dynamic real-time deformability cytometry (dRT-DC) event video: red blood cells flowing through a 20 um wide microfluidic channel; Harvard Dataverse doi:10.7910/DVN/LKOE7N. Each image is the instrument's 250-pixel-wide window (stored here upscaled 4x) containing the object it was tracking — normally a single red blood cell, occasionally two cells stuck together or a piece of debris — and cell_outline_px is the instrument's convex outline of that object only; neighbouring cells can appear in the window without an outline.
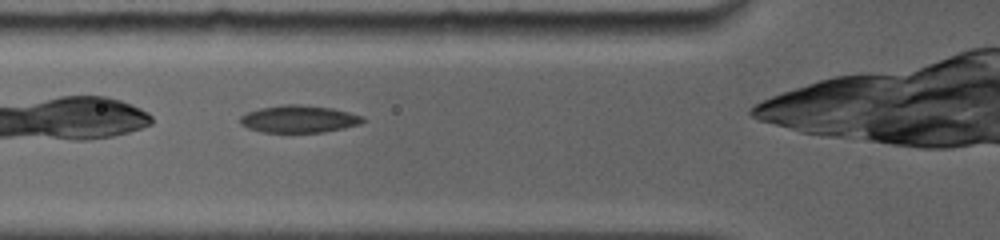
{"species": "common noctule bat (a hibernating species)", "species_latin": "Nyctalus noctula", "temperature_condition": "room temperature", "stored_images_in_passage": 21, "camera_frame_rate_fps": 5000, "um_per_image_px": 0.085, "animal": {"sex": "female", "body_mass_g": 19.0, "forearm_length_mm": 56.7}, "frame": {"image": 1, "passage_image": 4, "time_ms": 1.2, "image_size_px": [1000, 240], "cell_outline_px": [[364, 120], [360, 124], [344, 128], [324, 132], [260, 132], [248, 128], [240, 124], [240, 116], [248, 112], [260, 108], [284, 104], [300, 104], [332, 108], [364, 116]], "centroid_in_image_um": [25.4, 10.11], "position_along_channel_um": 100.4, "area_um2": 19.54}}
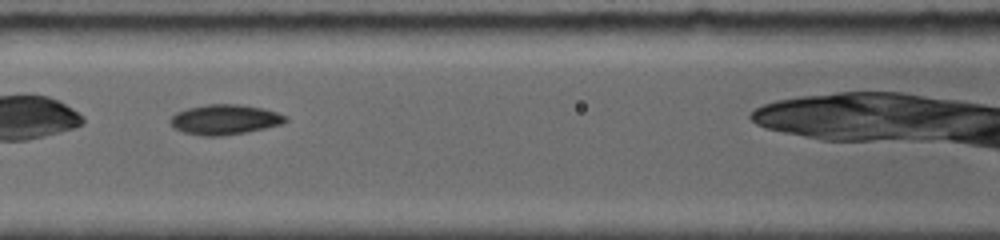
{"frame": {"image": 2, "passage_image": 7, "time_ms": 2.4, "image_size_px": [1000, 240], "cell_outline_px": [[288, 120], [280, 124], [248, 132], [224, 136], [200, 136], [184, 132], [176, 128], [168, 120], [176, 112], [188, 108], [208, 104], [240, 104], [264, 108], [288, 116]], "centroid_in_image_um": [19.12, 10.16], "position_along_channel_um": 147.5, "area_um2": 20.23}}
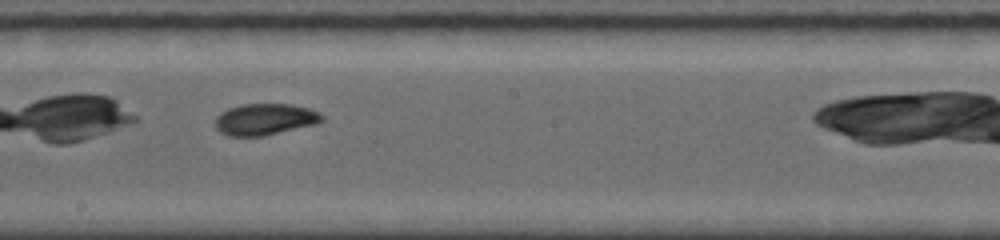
{"frame": {"image": 3, "passage_image": 12, "time_ms": 4.4, "image_size_px": [1000, 240], "cell_outline_px": [[324, 120], [316, 124], [264, 136], [228, 136], [220, 132], [216, 128], [216, 116], [220, 112], [228, 108], [244, 104], [288, 104], [308, 108], [320, 112], [324, 116]], "centroid_in_image_um": [22.52, 10.14], "position_along_channel_um": 225.7, "area_um2": 19.65}}